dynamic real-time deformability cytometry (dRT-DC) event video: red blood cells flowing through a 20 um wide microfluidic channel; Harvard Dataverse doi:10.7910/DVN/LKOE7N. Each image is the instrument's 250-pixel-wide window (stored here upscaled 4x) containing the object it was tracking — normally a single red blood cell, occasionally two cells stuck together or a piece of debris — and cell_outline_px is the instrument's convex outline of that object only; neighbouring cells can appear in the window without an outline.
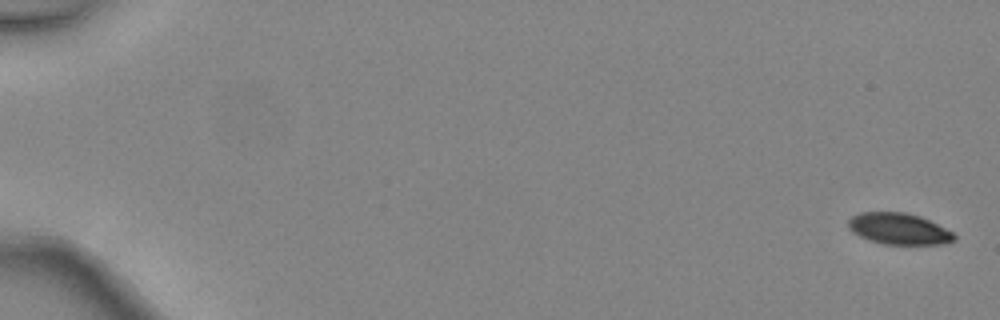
{"species": "common noctule bat (a hibernating species)", "species_latin": "Nyctalus noctula", "temperature_condition": "warm", "stored_images_in_passage": 6, "camera_frame_rate_fps": 3000, "um_per_image_px": 0.085, "animal": {"sex": "female", "body_mass_g": 24.6, "forearm_length_mm": 56.2}, "frame": {"image": 1, "passage_image": 1, "time_ms": 0.0, "image_size_px": [1000, 320], "cell_outline_px": [[956, 240], [944, 244], [884, 244], [868, 240], [852, 232], [848, 228], [848, 220], [852, 216], [860, 212], [904, 212], [920, 216], [952, 232], [956, 236]], "centroid_in_image_um": [76.38, 19.45], "position_along_channel_um": 8.6, "area_um2": 19.31}}
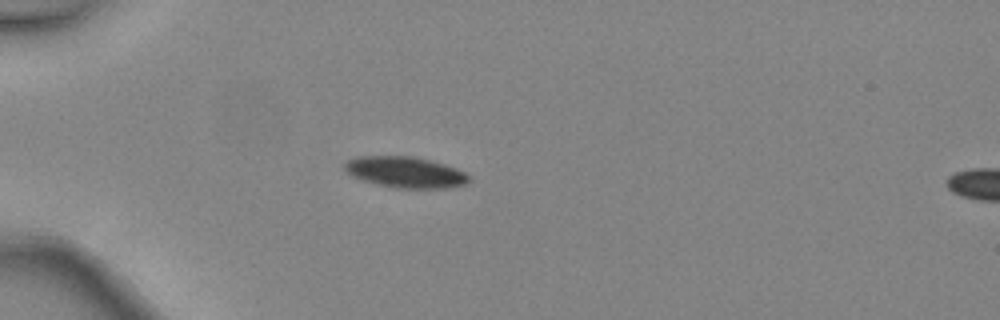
{"frame": {"image": 2, "passage_image": 5, "time_ms": 1.333, "image_size_px": [1000, 320], "cell_outline_px": [[468, 180], [464, 184], [444, 188], [392, 188], [376, 184], [352, 176], [344, 168], [344, 164], [348, 160], [356, 156], [412, 156], [432, 160], [456, 168], [464, 172], [468, 176]], "centroid_in_image_um": [34.42, 14.63], "position_along_channel_um": 50.6, "area_um2": 22.37}}